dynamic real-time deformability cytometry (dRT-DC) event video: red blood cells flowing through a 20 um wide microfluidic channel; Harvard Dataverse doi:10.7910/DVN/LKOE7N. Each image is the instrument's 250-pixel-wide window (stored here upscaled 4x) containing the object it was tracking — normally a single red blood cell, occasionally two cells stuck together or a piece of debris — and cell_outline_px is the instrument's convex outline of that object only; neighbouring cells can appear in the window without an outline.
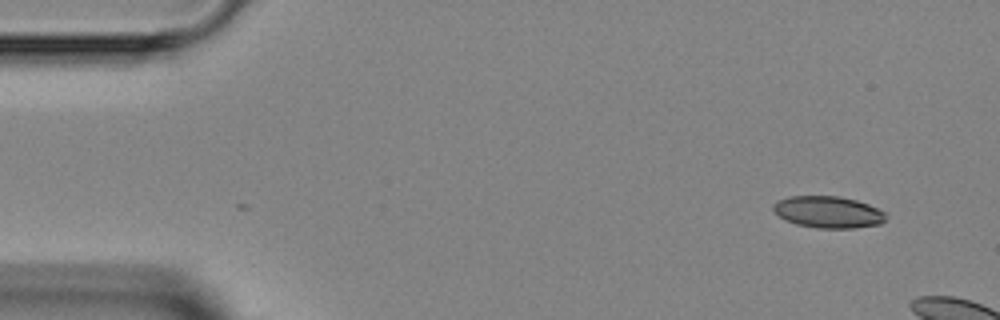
{"species": "Egyptian fruit bat (a non-hibernating species)", "species_latin": "Rousettus aegyptiacus", "temperature_condition": "room temperature", "stored_images_in_passage": 2, "camera_frame_rate_fps": 3000, "um_per_image_px": 0.085, "animal": {"sex": "female"}, "frame": {"image": 1, "passage_image": 1, "time_ms": 0.0, "image_size_px": [1000, 320], "cell_outline_px": [[888, 216], [880, 224], [856, 228], [816, 228], [796, 224], [784, 220], [772, 208], [772, 204], [776, 200], [788, 196], [836, 196], [856, 200], [868, 204], [884, 212]], "centroid_in_image_um": [70.37, 18.02], "position_along_channel_um": 14.6, "area_um2": 20.92}}